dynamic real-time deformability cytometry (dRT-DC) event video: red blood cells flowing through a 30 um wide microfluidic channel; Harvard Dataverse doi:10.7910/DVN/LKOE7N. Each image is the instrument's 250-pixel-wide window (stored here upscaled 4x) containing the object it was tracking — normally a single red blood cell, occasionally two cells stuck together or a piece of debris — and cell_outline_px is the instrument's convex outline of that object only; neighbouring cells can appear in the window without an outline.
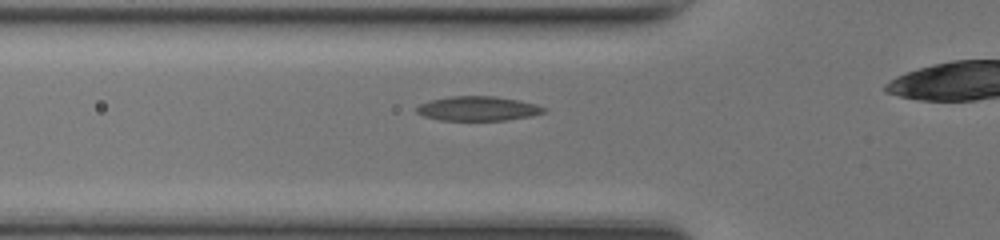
{"species": "common noctule bat (a hibernating species)", "species_latin": "Nyctalus noctula", "temperature_condition": "room temperature", "stored_images_in_passage": 30, "camera_frame_rate_fps": 3000, "um_per_image_px": 0.085, "animal": {"sex": "female", "body_mass_g": 17.0, "forearm_length_mm": 48.0}, "frame": {"image": 1, "passage_image": 7, "time_ms": 2.0, "image_size_px": [1000, 240], "cell_outline_px": [[548, 108], [544, 112], [528, 116], [504, 120], [440, 120], [424, 116], [416, 112], [416, 108], [420, 104], [432, 100], [448, 96], [496, 96], [520, 100], [536, 104]], "centroid_in_image_um": [40.63, 9.22], "position_along_channel_um": 85.2, "area_um2": 18.03}}
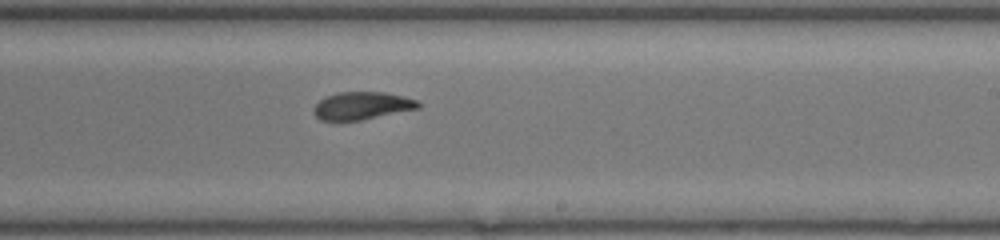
{"frame": {"image": 2, "passage_image": 19, "time_ms": 6.0, "image_size_px": [1000, 240], "cell_outline_px": [[420, 108], [360, 120], [320, 120], [316, 116], [312, 108], [324, 96], [340, 92], [384, 92], [416, 100], [420, 104]], "centroid_in_image_um": [30.73, 8.98], "position_along_channel_um": 258.3, "area_um2": 16.65}}
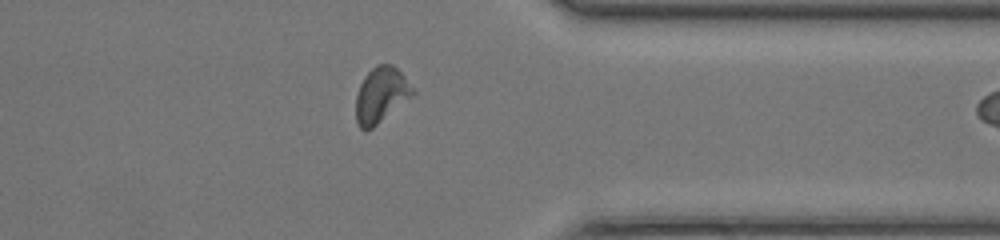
{"frame": {"image": 3, "passage_image": 28, "time_ms": 9.0, "image_size_px": [1000, 240], "cell_outline_px": [[416, 92], [412, 96], [372, 128], [364, 132], [360, 128], [356, 120], [356, 96], [360, 84], [364, 76], [376, 64], [392, 64], [404, 76]], "centroid_in_image_um": [32.37, 8.07], "position_along_channel_um": 379.0, "area_um2": 18.21}}